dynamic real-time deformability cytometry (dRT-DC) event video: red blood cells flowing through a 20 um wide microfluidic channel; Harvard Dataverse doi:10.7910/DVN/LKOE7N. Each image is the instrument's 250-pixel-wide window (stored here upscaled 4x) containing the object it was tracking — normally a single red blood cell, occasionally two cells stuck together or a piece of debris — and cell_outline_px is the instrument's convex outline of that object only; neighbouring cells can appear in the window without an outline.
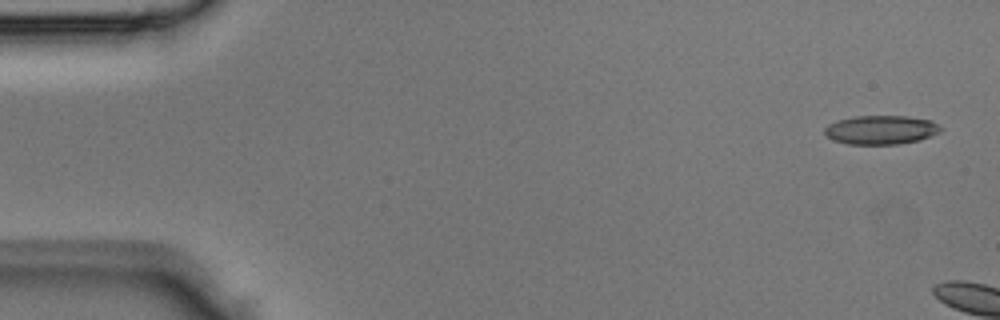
{"species": "Egyptian fruit bat (a non-hibernating species)", "species_latin": "Rousettus aegyptiacus", "temperature_condition": "room temperature", "stored_images_in_passage": 4, "camera_frame_rate_fps": 3000, "um_per_image_px": 0.085, "animal": {"sex": "male"}, "frame": {"image": 1, "passage_image": 1, "time_ms": 0.0, "image_size_px": [1000, 320], "cell_outline_px": [[944, 128], [940, 132], [920, 140], [900, 144], [848, 144], [832, 140], [824, 136], [824, 128], [828, 124], [836, 120], [856, 116], [908, 116], [932, 120], [940, 124]], "centroid_in_image_um": [74.89, 11.03], "position_along_channel_um": 10.1, "area_um2": 19.94}}